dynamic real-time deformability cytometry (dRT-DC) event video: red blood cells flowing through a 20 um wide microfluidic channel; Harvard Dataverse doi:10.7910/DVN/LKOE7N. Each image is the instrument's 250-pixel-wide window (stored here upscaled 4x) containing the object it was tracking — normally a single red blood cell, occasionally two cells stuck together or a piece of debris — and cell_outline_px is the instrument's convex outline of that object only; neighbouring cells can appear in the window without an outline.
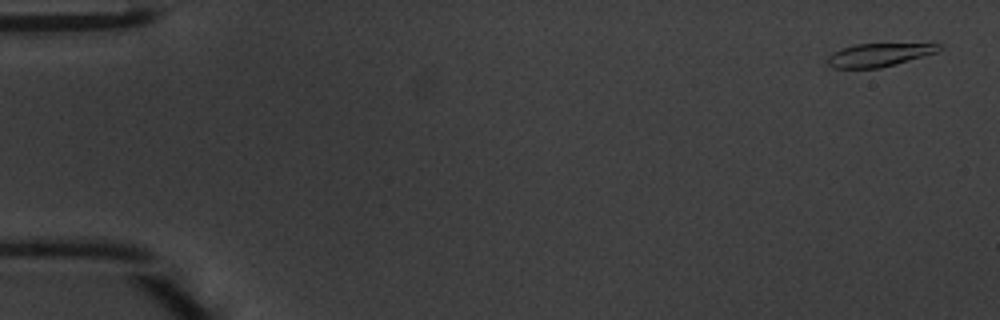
{"species": "common noctule bat (a hibernating species)", "species_latin": "Nyctalus noctula", "temperature_condition": "warm", "stored_images_in_passage": 48, "camera_frame_rate_fps": 3000, "um_per_image_px": 0.085, "animal": {"sex": "male", "body_mass_g": 20.1, "forearm_length_mm": 53.5}, "frame": {"image": 1, "passage_image": 2, "time_ms": 0.333, "image_size_px": [1000, 320], "cell_outline_px": [[940, 48], [936, 52], [896, 64], [880, 68], [832, 68], [828, 64], [828, 56], [832, 52], [840, 48], [856, 44], [932, 40], [936, 40], [940, 44]], "centroid_in_image_um": [74.85, 4.59], "position_along_channel_um": 10.2, "area_um2": 16.13}}
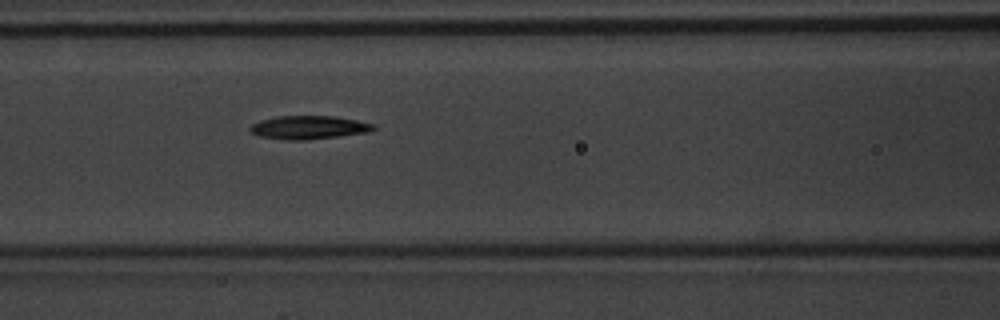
{"frame": {"image": 2, "passage_image": 21, "time_ms": 6.667, "image_size_px": [1000, 320], "cell_outline_px": [[376, 128], [368, 132], [340, 136], [304, 140], [284, 140], [260, 136], [252, 132], [248, 128], [252, 124], [260, 120], [276, 116], [336, 116], [356, 120], [372, 124]], "centroid_in_image_um": [26.21, 10.83], "position_along_channel_um": 140.4, "area_um2": 16.76}}
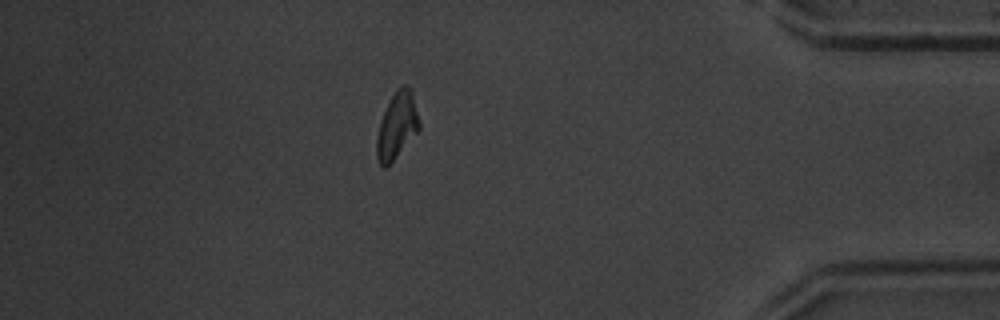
{"frame": {"image": 3, "passage_image": 42, "time_ms": 13.667, "image_size_px": [1000, 320], "cell_outline_px": [[420, 128], [396, 156], [384, 168], [380, 164], [376, 156], [376, 140], [380, 120], [396, 88], [404, 84], [412, 92], [420, 124]], "centroid_in_image_um": [33.72, 10.66], "position_along_channel_um": 401.5, "area_um2": 16.01}, "authors_computed_cell_mechanics": {"area_um2": 16.3285, "velocity_mm_per_s": 4.2568, "shape_relaxation_time_tau1_ms": 2.3077, "shape_relaxation_time_tau2_ms": null, "deformation_change_tau1": 0.1437, "deformation_change_tau2": null}}